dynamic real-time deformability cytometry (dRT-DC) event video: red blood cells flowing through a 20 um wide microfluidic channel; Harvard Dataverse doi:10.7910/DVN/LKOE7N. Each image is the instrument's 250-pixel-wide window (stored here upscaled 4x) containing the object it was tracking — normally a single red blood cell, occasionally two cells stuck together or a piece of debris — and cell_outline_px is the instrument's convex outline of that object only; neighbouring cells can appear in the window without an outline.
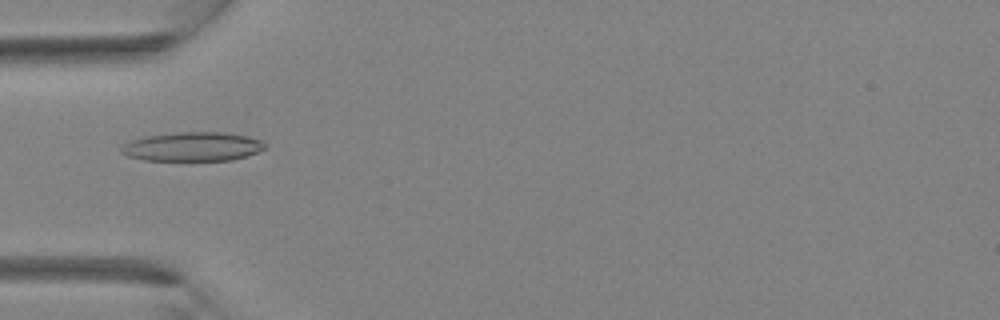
{"species": "Egyptian fruit bat (a non-hibernating species)", "species_latin": "Rousettus aegyptiacus", "temperature_condition": "room temperature", "stored_images_in_passage": 2, "camera_frame_rate_fps": 3000, "um_per_image_px": 0.085, "animal": {"sex": "female"}, "frame": {"image": 1, "passage_image": 2, "time_ms": 1.0, "image_size_px": [1000, 320], "cell_outline_px": [[268, 144], [264, 148], [256, 152], [232, 160], [144, 160], [128, 156], [120, 152], [120, 148], [128, 140], [144, 136], [176, 132], [224, 132], [248, 136], [260, 140]], "centroid_in_image_um": [16.33, 12.45], "position_along_channel_um": 68.7, "area_um2": 24.39}}